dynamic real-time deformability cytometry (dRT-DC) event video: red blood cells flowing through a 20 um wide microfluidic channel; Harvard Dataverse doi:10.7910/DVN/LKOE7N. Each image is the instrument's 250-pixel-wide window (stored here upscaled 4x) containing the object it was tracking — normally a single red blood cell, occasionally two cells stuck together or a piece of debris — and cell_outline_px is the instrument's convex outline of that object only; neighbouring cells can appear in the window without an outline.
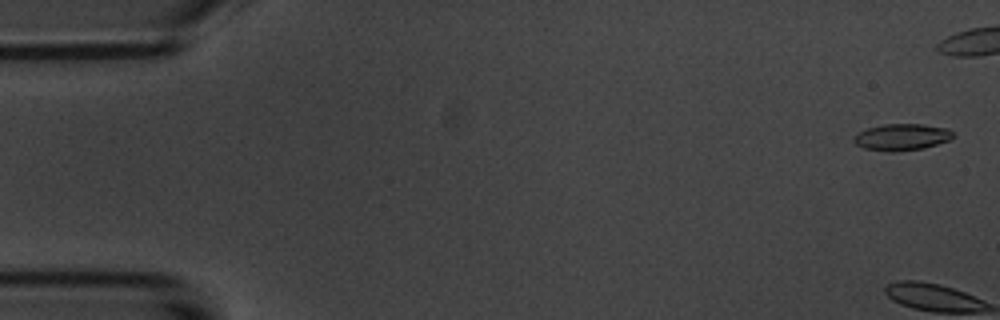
{"species": "common noctule bat (a hibernating species)", "species_latin": "Nyctalus noctula", "temperature_condition": "room temperature", "stored_images_in_passage": 8, "camera_frame_rate_fps": 3000, "um_per_image_px": 0.085, "animal": {"sex": "male", "body_mass_g": 20.1, "forearm_length_mm": 53.5}, "frame": {"image": 1, "passage_image": 1, "time_ms": 0.0, "image_size_px": [1000, 320], "cell_outline_px": [[956, 136], [948, 140], [924, 148], [892, 152], [864, 148], [856, 144], [852, 140], [852, 136], [868, 128], [884, 124], [924, 124], [948, 128]], "centroid_in_image_um": [76.65, 11.64], "position_along_channel_um": 8.3, "area_um2": 15.37}}
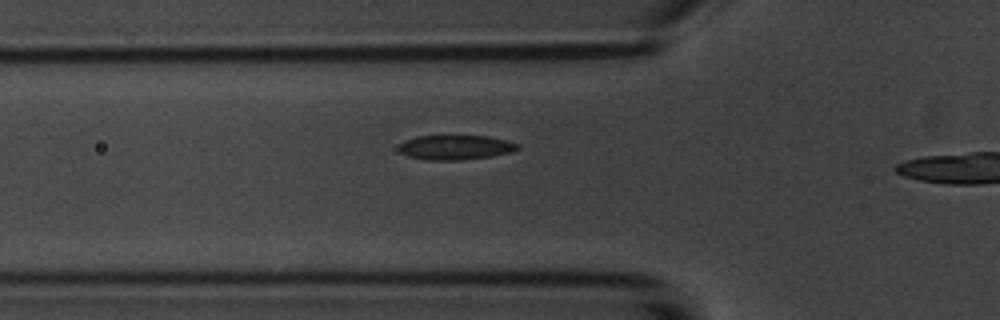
{"frame": {"image": 2, "passage_image": 8, "time_ms": 9.0, "image_size_px": [1000, 320], "cell_outline_px": [[520, 148], [512, 152], [492, 156], [460, 160], [428, 160], [408, 156], [400, 152], [400, 144], [404, 140], [416, 136], [488, 136], [508, 140], [520, 144]], "centroid_in_image_um": [38.76, 12.52], "position_along_channel_um": 87.0, "area_um2": 17.11}}